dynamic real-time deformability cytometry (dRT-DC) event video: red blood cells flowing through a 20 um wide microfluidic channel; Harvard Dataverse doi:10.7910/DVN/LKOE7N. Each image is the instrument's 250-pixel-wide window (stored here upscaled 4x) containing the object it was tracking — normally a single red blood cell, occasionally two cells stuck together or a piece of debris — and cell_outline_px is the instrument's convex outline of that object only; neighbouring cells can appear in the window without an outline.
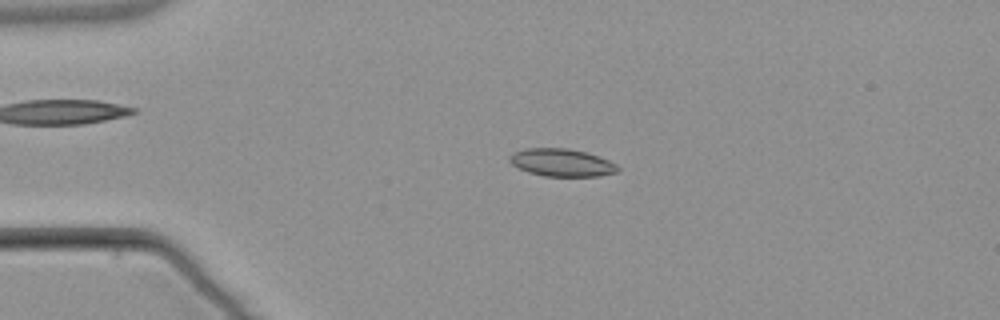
{"species": "common noctule bat (a hibernating species)", "species_latin": "Nyctalus noctula", "temperature_condition": "warm", "stored_images_in_passage": 3, "camera_frame_rate_fps": 3000, "um_per_image_px": 0.085, "animal": {"sex": "male", "body_mass_g": 21.5, "forearm_length_mm": 52.0}, "frame": {"image": 1, "passage_image": 2, "time_ms": 2.0, "image_size_px": [1000, 320], "cell_outline_px": [[620, 168], [616, 172], [600, 176], [544, 176], [528, 172], [512, 164], [508, 160], [508, 156], [512, 152], [524, 148], [568, 148], [584, 152], [608, 160], [616, 164]], "centroid_in_image_um": [47.7, 13.81], "position_along_channel_um": 37.3, "area_um2": 17.4}}